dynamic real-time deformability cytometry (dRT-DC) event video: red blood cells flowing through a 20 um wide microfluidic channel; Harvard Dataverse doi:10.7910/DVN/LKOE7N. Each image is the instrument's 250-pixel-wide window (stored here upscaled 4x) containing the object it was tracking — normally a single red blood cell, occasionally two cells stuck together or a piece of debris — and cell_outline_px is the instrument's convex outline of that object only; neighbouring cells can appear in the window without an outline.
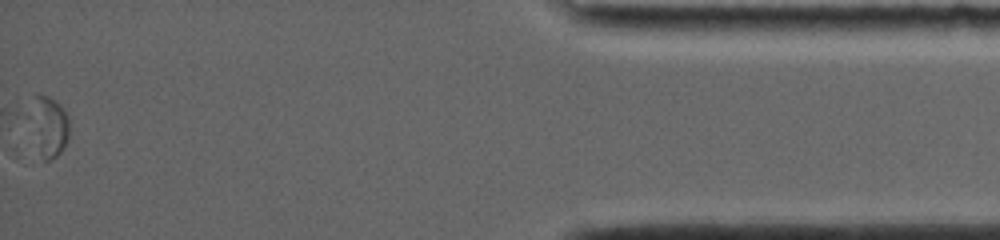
{"species": "common noctule bat (a hibernating species)", "species_latin": "Nyctalus noctula", "temperature_condition": "room temperature", "stored_images_in_passage": 37, "segment_of_instrument_passage": [2, 2], "camera_frame_rate_fps": 4000, "um_per_image_px": 0.085, "animal": {"sex": "female", "body_mass_g": 19.0, "forearm_length_mm": 56.7}, "frame": {"image": 1, "passage_image": 37, "time_ms": 17.0, "image_size_px": [1000, 240], "cell_outline_px": [[72, 120], [68, 140], [64, 148], [52, 160], [44, 160], [40, 132], [36, 96], [48, 96], [60, 104], [64, 108]], "centroid_in_image_um": [4.48, 10.75], "position_along_channel_um": 430.7, "area_um2": 11.39}}